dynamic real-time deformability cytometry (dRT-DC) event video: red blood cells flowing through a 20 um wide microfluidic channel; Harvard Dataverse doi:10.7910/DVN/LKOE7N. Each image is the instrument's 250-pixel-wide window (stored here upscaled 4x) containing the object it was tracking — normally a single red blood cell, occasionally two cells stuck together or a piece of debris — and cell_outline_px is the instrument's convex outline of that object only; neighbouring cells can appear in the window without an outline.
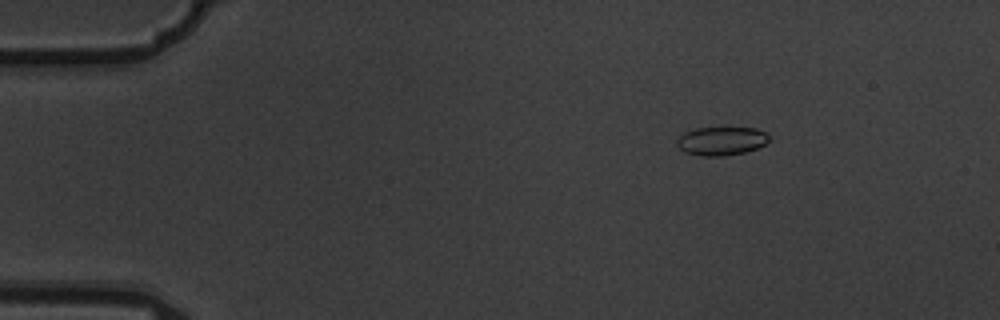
{"species": "common noctule bat (a hibernating species)", "species_latin": "Nyctalus noctula", "temperature_condition": "warm", "stored_images_in_passage": 7, "camera_frame_rate_fps": 3000, "um_per_image_px": 0.085, "animal": {"sex": "male", "body_mass_g": 19.5, "forearm_length_mm": 54.6}, "frame": {"image": 1, "passage_image": 2, "time_ms": 0.333, "image_size_px": [1000, 320], "cell_outline_px": [[768, 140], [764, 144], [756, 148], [744, 152], [724, 156], [700, 156], [684, 152], [676, 144], [676, 140], [684, 132], [696, 128], [724, 124], [756, 128], [764, 132], [768, 136]], "centroid_in_image_um": [61.29, 11.92], "position_along_channel_um": 23.7, "area_um2": 16.07}}
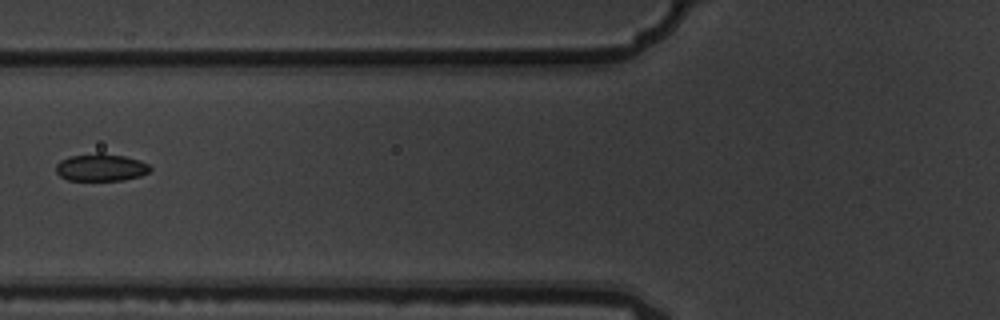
{"frame": {"image": 2, "passage_image": 6, "time_ms": 1.667, "image_size_px": [1000, 320], "cell_outline_px": [[152, 168], [148, 172], [140, 176], [124, 180], [68, 180], [60, 176], [56, 172], [56, 164], [60, 160], [68, 156], [96, 152], [100, 152], [124, 156], [140, 160], [148, 164]], "centroid_in_image_um": [8.56, 14.21], "position_along_channel_um": 117.2, "area_um2": 15.2}}
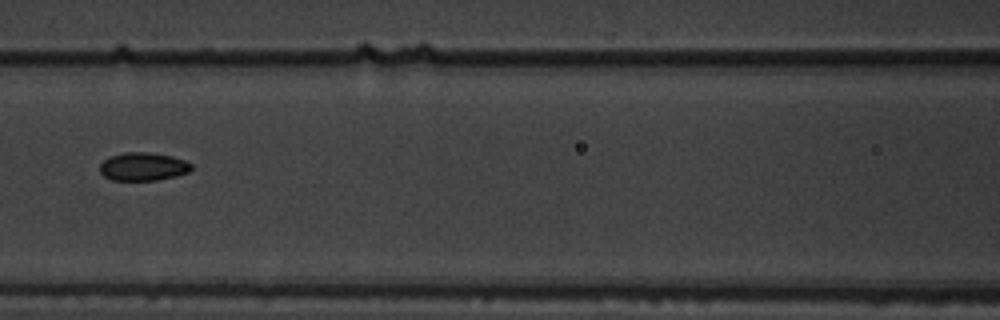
{"frame": {"image": 3, "passage_image": 7, "time_ms": 2.0, "image_size_px": [1000, 320], "cell_outline_px": [[192, 168], [188, 172], [176, 176], [156, 180], [112, 180], [104, 176], [100, 172], [100, 164], [108, 156], [124, 152], [148, 152], [172, 156], [184, 160], [192, 164]], "centroid_in_image_um": [12.15, 14.15], "position_along_channel_um": 154.5, "area_um2": 15.09}}